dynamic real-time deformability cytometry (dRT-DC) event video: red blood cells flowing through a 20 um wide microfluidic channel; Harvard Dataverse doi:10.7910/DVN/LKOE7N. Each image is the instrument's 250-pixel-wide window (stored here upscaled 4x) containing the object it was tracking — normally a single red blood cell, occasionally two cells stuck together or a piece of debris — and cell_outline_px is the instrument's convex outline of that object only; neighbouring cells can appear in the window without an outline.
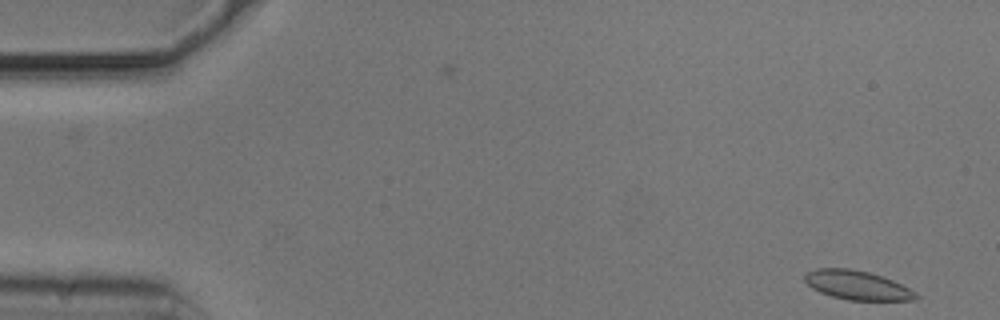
{"species": "common noctule bat (a hibernating species)", "species_latin": "Nyctalus noctula", "temperature_condition": "cold", "stored_images_in_passage": 7, "camera_frame_rate_fps": 3000, "um_per_image_px": 0.085, "animal": {"sex": "male", "body_mass_g": 20.5, "forearm_length_mm": 52.5}, "frame": {"image": 1, "passage_image": 1, "time_ms": 0.0, "image_size_px": [1000, 320], "cell_outline_px": [[920, 296], [916, 300], [848, 300], [832, 296], [820, 292], [812, 288], [804, 280], [804, 276], [808, 272], [816, 268], [848, 268], [868, 272], [892, 280], [916, 292]], "centroid_in_image_um": [72.86, 24.24], "position_along_channel_um": 12.1, "area_um2": 18.67}}